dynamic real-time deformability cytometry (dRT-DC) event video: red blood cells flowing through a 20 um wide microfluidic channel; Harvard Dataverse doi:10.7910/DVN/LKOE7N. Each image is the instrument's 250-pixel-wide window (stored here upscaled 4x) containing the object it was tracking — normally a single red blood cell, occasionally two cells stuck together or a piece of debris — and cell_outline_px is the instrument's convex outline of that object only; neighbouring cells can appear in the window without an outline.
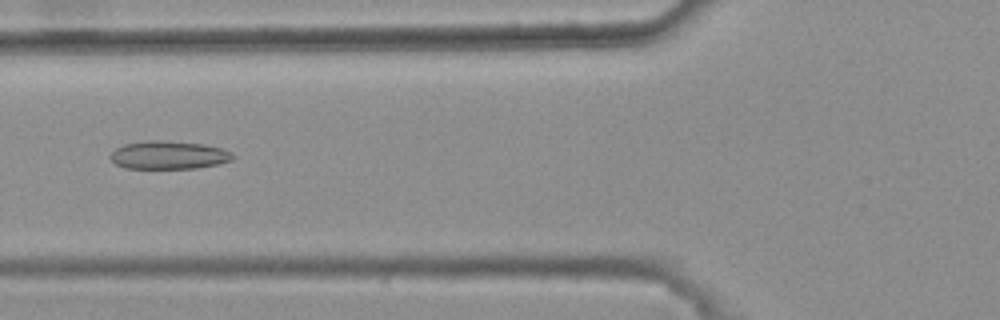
{"species": "common noctule bat (a hibernating species)", "species_latin": "Nyctalus noctula", "temperature_condition": "warm", "stored_images_in_passage": 29, "camera_frame_rate_fps": 3000, "um_per_image_px": 0.085, "animal": {"sex": "female", "body_mass_g": 25.1}, "frame": {"image": 1, "passage_image": 6, "time_ms": 1.667, "image_size_px": [1000, 320], "cell_outline_px": [[236, 156], [232, 160], [216, 164], [196, 168], [124, 168], [116, 164], [108, 156], [116, 148], [124, 144], [148, 140], [160, 140], [204, 144], [220, 148], [232, 152]], "centroid_in_image_um": [14.33, 13.17], "position_along_channel_um": 111.5, "area_um2": 20.06}}
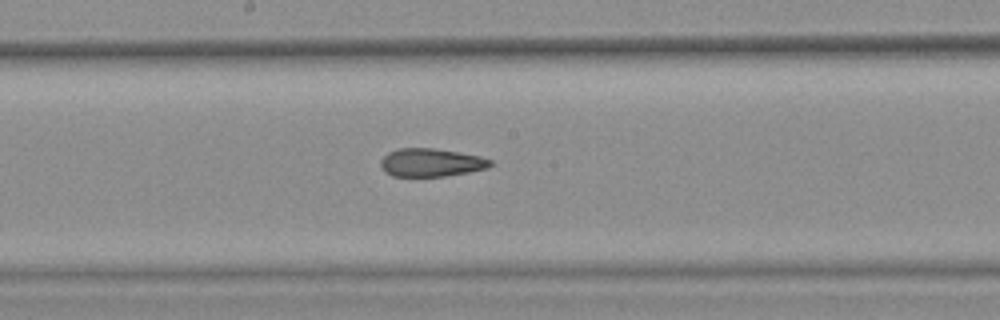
{"frame": {"image": 2, "passage_image": 14, "time_ms": 4.333, "image_size_px": [1000, 320], "cell_outline_px": [[492, 164], [488, 168], [468, 172], [444, 176], [392, 176], [384, 172], [380, 164], [380, 160], [388, 152], [396, 148], [432, 148], [480, 156], [492, 160]], "centroid_in_image_um": [36.61, 13.81], "position_along_channel_um": 211.6, "area_um2": 17.98}}
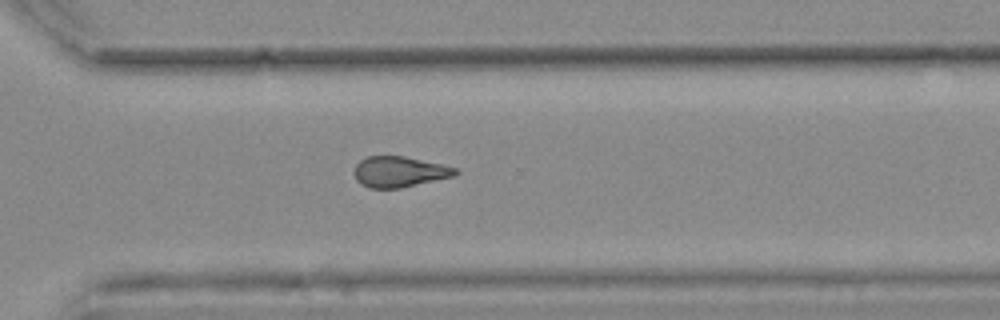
{"frame": {"image": 3, "passage_image": 24, "time_ms": 7.667, "image_size_px": [1000, 320], "cell_outline_px": [[460, 172], [452, 176], [400, 188], [368, 188], [360, 184], [356, 180], [352, 172], [356, 164], [360, 160], [368, 156], [404, 156], [440, 164], [456, 168]], "centroid_in_image_um": [33.87, 14.6], "position_along_channel_um": 336.7, "area_um2": 18.03}, "authors_computed_cell_mechanics": {"area_um2": 18.496, "velocity_mm_per_s": 3.7524, "shape_relaxation_time_tau1_ms": null, "shape_relaxation_time_tau2_ms": 2.7301, "deformation_change_tau1": null, "deformation_change_tau2": 0.1214}}